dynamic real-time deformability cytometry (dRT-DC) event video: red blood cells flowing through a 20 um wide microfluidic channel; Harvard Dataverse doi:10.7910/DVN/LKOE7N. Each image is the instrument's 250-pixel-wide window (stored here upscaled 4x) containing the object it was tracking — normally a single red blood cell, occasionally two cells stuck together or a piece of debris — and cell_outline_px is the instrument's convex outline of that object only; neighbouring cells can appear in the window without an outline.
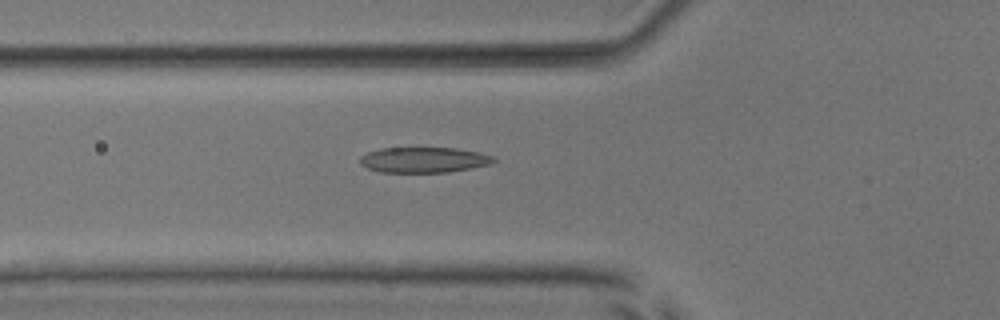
{"species": "common noctule bat (a hibernating species)", "species_latin": "Nyctalus noctula", "temperature_condition": "room temperature", "stored_images_in_passage": 42, "camera_frame_rate_fps": 3000, "um_per_image_px": 0.085, "animal": {"sex": "male", "body_mass_g": 17.9, "forearm_length_mm": 54.2}, "frame": {"image": 1, "passage_image": 9, "time_ms": 2.667, "image_size_px": [1000, 320], "cell_outline_px": [[496, 160], [488, 164], [472, 168], [448, 172], [380, 172], [368, 168], [360, 164], [360, 156], [368, 152], [380, 148], [456, 148], [480, 152], [496, 156]], "centroid_in_image_um": [36.04, 13.58], "position_along_channel_um": 89.8, "area_um2": 19.88}}
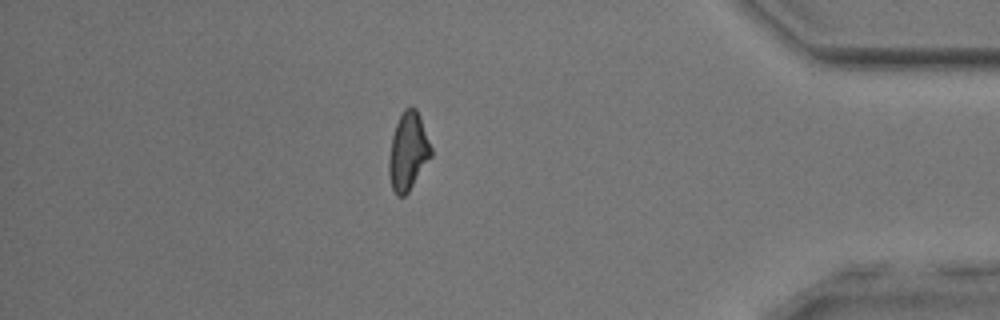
{"frame": {"image": 2, "passage_image": 35, "time_ms": 11.333, "image_size_px": [1000, 320], "cell_outline_px": [[432, 156], [408, 192], [404, 196], [396, 196], [392, 188], [388, 172], [388, 160], [392, 136], [396, 124], [404, 108], [412, 104], [416, 108], [420, 116], [432, 148]], "centroid_in_image_um": [34.69, 12.86], "position_along_channel_um": 400.5, "area_um2": 19.25}}
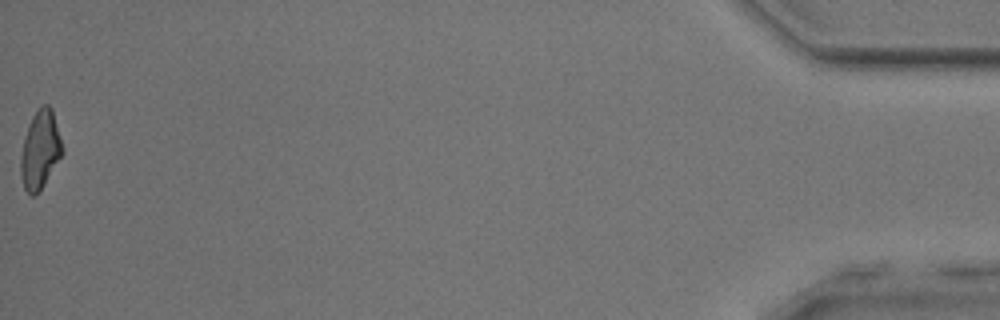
{"frame": {"image": 3, "passage_image": 42, "time_ms": 13.667, "image_size_px": [1000, 320], "cell_outline_px": [[64, 152], [40, 188], [32, 196], [24, 188], [20, 176], [20, 156], [24, 136], [28, 124], [32, 116], [44, 104], [48, 104], [52, 108], [64, 148]], "centroid_in_image_um": [3.4, 12.69], "position_along_channel_um": 431.8, "area_um2": 18.79}, "authors_computed_cell_mechanics": {"area_um2": 19.5364, "velocity_mm_per_s": 3.9975, "shape_relaxation_time_tau1_ms": 8.4652, "shape_relaxation_time_tau2_ms": 2.2898, "deformation_change_tau1": 0.2391, "deformation_change_tau2": 0.115}}